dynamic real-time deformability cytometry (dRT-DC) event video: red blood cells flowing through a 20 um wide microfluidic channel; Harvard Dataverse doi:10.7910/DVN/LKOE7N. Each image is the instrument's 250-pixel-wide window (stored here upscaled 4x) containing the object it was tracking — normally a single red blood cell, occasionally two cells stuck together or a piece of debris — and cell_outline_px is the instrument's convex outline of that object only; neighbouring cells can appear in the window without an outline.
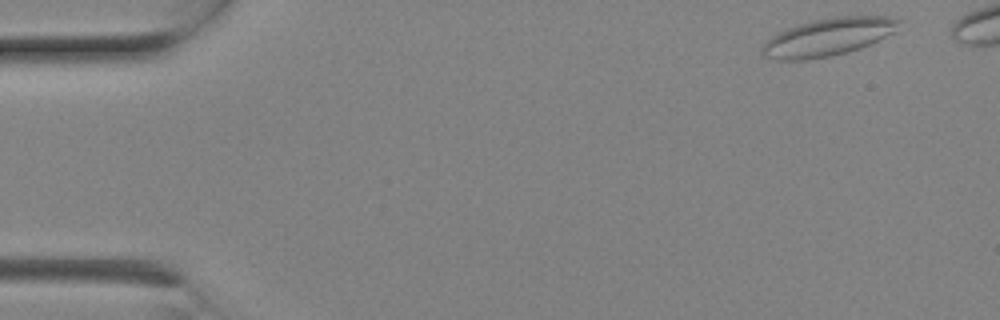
{"species": "Egyptian fruit bat (a non-hibernating species)", "species_latin": "Rousettus aegyptiacus", "temperature_condition": "room temperature", "stored_images_in_passage": 8, "camera_frame_rate_fps": 3000, "um_per_image_px": 0.085, "animal": {"sex": "female"}, "frame": {"image": 1, "passage_image": 1, "time_ms": 0.0, "image_size_px": [1000, 320], "cell_outline_px": [[900, 20], [896, 32], [860, 48], [848, 52], [832, 56], [808, 60], [776, 60], [764, 56], [760, 52], [764, 44], [776, 32], [812, 20], [832, 16], [892, 16]], "centroid_in_image_um": [70.39, 3.15], "position_along_channel_um": 14.6, "area_um2": 30.23}}
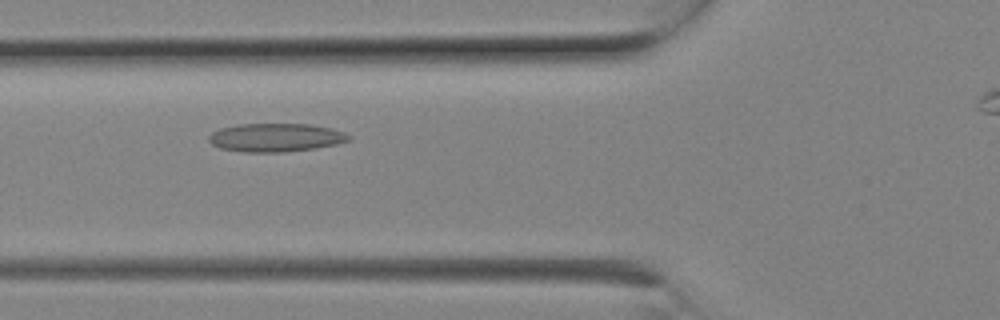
{"frame": {"image": 2, "passage_image": 7, "time_ms": 2.0, "image_size_px": [1000, 320], "cell_outline_px": [[352, 136], [348, 140], [336, 144], [316, 148], [284, 152], [244, 152], [220, 148], [212, 144], [208, 140], [208, 136], [212, 132], [220, 128], [240, 124], [312, 124], [332, 128], [344, 132]], "centroid_in_image_um": [23.44, 11.69], "position_along_channel_um": 102.4, "area_um2": 23.24}}
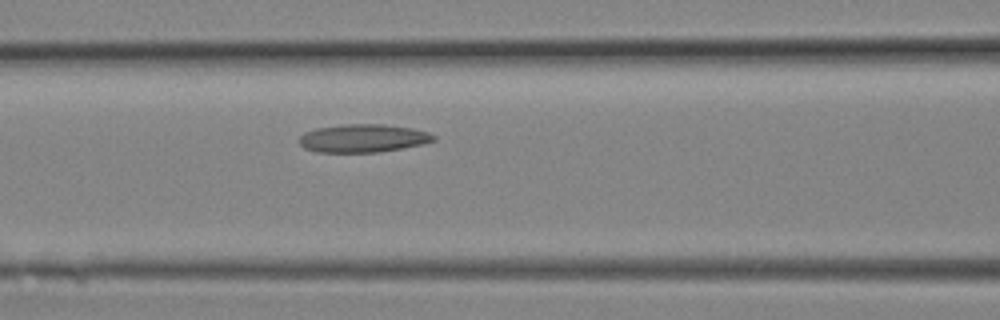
{"frame": {"image": 3, "passage_image": 8, "time_ms": 2.333, "image_size_px": [1000, 320], "cell_outline_px": [[436, 140], [424, 144], [404, 148], [380, 152], [316, 152], [304, 148], [300, 144], [300, 136], [304, 132], [316, 128], [344, 124], [380, 124], [412, 128], [428, 132], [436, 136]], "centroid_in_image_um": [30.88, 11.75], "position_along_channel_um": 135.7, "area_um2": 22.14}}